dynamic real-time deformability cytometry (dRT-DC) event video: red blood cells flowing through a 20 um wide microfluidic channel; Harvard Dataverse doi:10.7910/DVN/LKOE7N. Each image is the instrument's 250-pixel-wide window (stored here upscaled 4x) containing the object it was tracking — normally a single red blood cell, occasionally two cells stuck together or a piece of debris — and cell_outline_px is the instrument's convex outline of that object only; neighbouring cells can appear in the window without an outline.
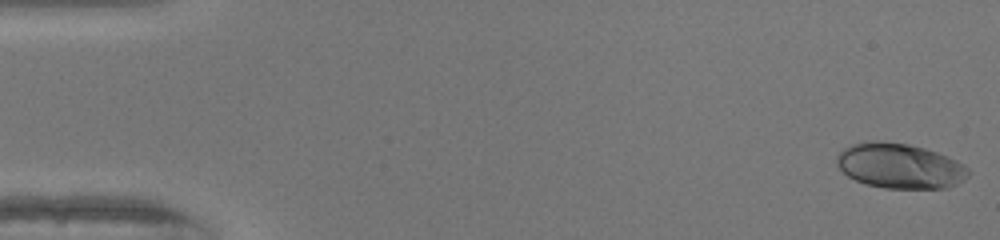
{"species": "human", "species_latin": "Homo sapiens", "temperature_condition": "warm", "stored_images_in_passage": 50, "camera_frame_rate_fps": 3000, "um_per_image_px": 0.085, "donor": {"sex": "female"}, "frame": {"image": 1, "passage_image": 1, "time_ms": 0.0, "image_size_px": [1000, 240], "cell_outline_px": [[968, 176], [964, 180], [948, 188], [884, 188], [868, 184], [856, 180], [848, 176], [836, 164], [836, 156], [844, 148], [852, 144], [868, 140], [880, 140], [908, 144], [924, 148], [936, 152], [956, 160], [964, 164], [968, 168]], "centroid_in_image_um": [76.47, 14.09], "position_along_channel_um": 8.5, "area_um2": 34.56}}
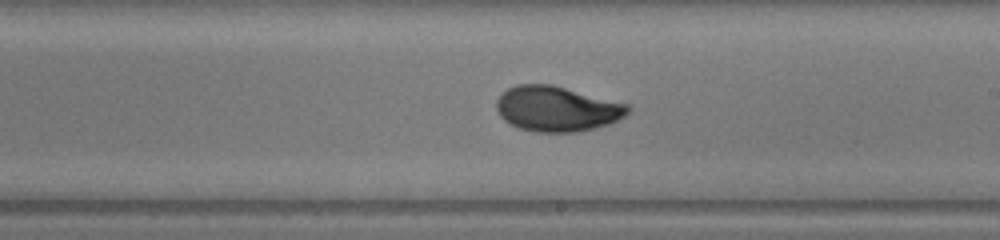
{"frame": {"image": 2, "passage_image": 29, "time_ms": 9.333, "image_size_px": [1000, 240], "cell_outline_px": [[632, 108], [624, 116], [608, 124], [596, 128], [576, 132], [536, 132], [520, 128], [504, 120], [500, 116], [496, 108], [496, 100], [508, 88], [516, 84], [552, 84], [628, 104]], "centroid_in_image_um": [47.33, 9.24], "position_along_channel_um": 241.7, "area_um2": 34.56}}
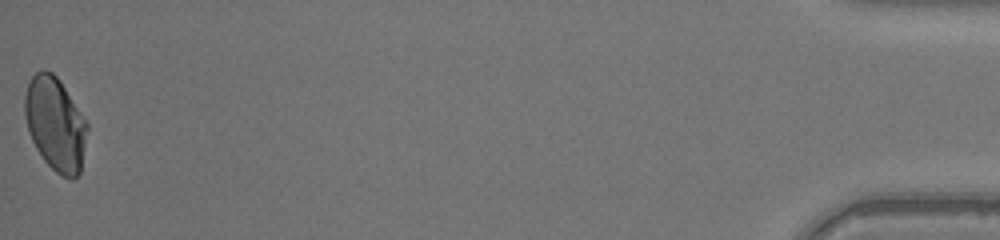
{"frame": {"image": 3, "passage_image": 50, "time_ms": 16.333, "image_size_px": [1000, 240], "cell_outline_px": [[88, 128], [80, 172], [72, 180], [56, 172], [44, 160], [36, 148], [28, 132], [24, 112], [24, 96], [28, 84], [32, 76], [36, 72], [44, 68], [52, 72], [60, 80], [88, 124]], "centroid_in_image_um": [4.69, 10.51], "position_along_channel_um": 430.5, "area_um2": 33.93}, "authors_computed_cell_mechanics": {"area_um2": 33.8708, "velocity_mm_per_s": 4.1565, "shape_relaxation_time_tau1_ms": 4.7791, "shape_relaxation_time_tau2_ms": null, "deformation_change_tau1": 0.1997, "deformation_change_tau2": null}}